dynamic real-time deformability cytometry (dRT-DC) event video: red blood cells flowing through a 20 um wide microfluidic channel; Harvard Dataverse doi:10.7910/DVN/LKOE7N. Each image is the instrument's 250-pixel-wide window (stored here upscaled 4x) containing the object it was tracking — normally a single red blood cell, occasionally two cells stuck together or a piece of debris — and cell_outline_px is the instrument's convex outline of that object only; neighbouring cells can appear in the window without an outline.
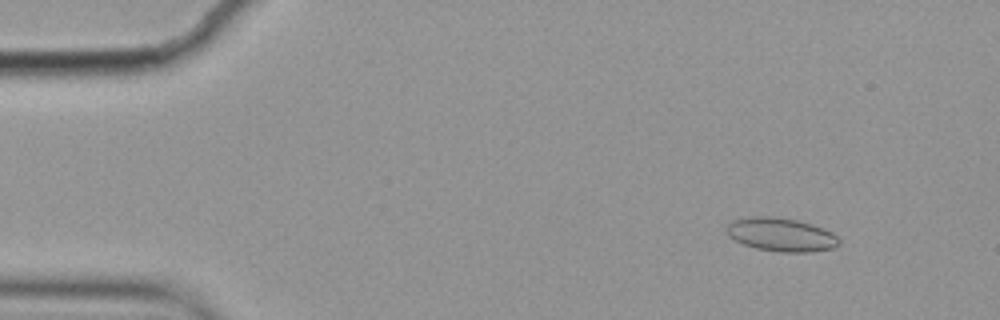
{"species": "common noctule bat (a hibernating species)", "species_latin": "Nyctalus noctula", "temperature_condition": "cold", "stored_images_in_passage": 3, "camera_frame_rate_fps": 3000, "um_per_image_px": 0.085, "animal": {"sex": "female", "body_mass_g": 19.9}, "frame": {"image": 1, "passage_image": 1, "time_ms": 0.0, "image_size_px": [1000, 320], "cell_outline_px": [[840, 244], [832, 248], [808, 252], [780, 252], [756, 248], [744, 244], [728, 236], [724, 232], [728, 224], [732, 220], [748, 216], [768, 216], [796, 220], [812, 224], [824, 228], [832, 232], [840, 240]], "centroid_in_image_um": [66.37, 19.93], "position_along_channel_um": 18.6, "area_um2": 22.02}}